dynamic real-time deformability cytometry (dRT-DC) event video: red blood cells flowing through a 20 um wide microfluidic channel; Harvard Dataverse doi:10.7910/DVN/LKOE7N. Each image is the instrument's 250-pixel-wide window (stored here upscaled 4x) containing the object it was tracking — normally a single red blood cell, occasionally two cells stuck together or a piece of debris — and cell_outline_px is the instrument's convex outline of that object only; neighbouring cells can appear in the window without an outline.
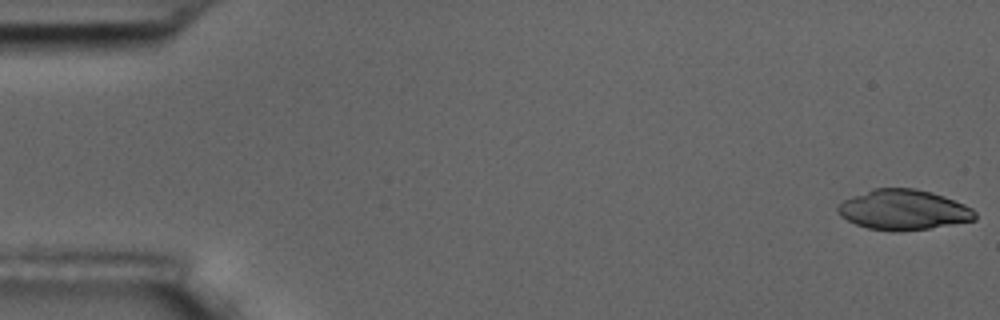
{"species": "common noctule bat (a hibernating species)", "species_latin": "Nyctalus noctula", "temperature_condition": "room temperature", "stored_images_in_passage": 5, "camera_frame_rate_fps": 3000, "um_per_image_px": 0.085, "animal": {"sex": "male", "body_mass_g": 17.5, "forearm_length_mm": 52.3}, "frame": {"image": 1, "passage_image": 1, "time_ms": 0.0, "image_size_px": [1000, 320], "cell_outline_px": [[976, 220], [928, 228], [900, 232], [892, 232], [868, 228], [856, 224], [840, 216], [836, 212], [836, 208], [844, 200], [852, 196], [872, 188], [916, 188], [932, 192], [944, 196], [964, 204], [972, 208], [976, 212]], "centroid_in_image_um": [76.78, 17.83], "position_along_channel_um": 8.2, "area_um2": 32.31}}